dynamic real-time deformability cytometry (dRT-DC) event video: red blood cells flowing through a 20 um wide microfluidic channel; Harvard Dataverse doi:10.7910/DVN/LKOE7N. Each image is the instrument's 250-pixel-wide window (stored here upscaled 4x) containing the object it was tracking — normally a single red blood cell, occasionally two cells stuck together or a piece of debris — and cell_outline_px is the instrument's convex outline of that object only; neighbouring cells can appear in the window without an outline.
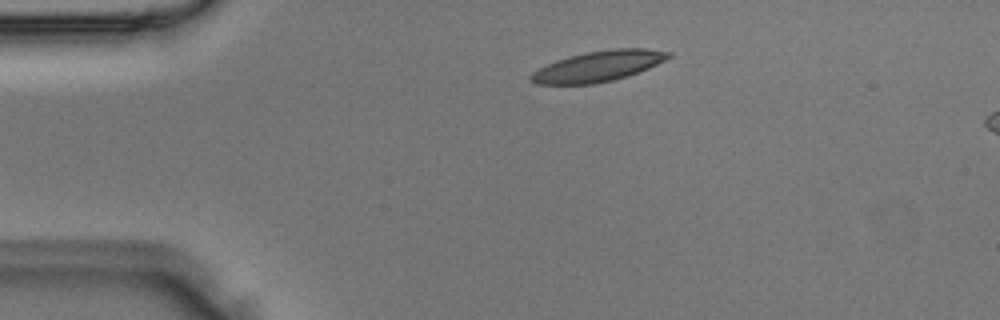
{"species": "Egyptian fruit bat (a non-hibernating species)", "species_latin": "Rousettus aegyptiacus", "temperature_condition": "room temperature", "stored_images_in_passage": 4, "camera_frame_rate_fps": 3000, "um_per_image_px": 0.085, "animal": {"sex": "male"}, "frame": {"image": 1, "passage_image": 2, "time_ms": 0.333, "image_size_px": [1000, 320], "cell_outline_px": [[672, 56], [648, 68], [628, 76], [612, 80], [592, 84], [536, 84], [528, 76], [532, 72], [556, 60], [588, 52], [612, 48], [644, 48], [672, 52]], "centroid_in_image_um": [50.87, 5.62], "position_along_channel_um": 34.1, "area_um2": 24.22}}